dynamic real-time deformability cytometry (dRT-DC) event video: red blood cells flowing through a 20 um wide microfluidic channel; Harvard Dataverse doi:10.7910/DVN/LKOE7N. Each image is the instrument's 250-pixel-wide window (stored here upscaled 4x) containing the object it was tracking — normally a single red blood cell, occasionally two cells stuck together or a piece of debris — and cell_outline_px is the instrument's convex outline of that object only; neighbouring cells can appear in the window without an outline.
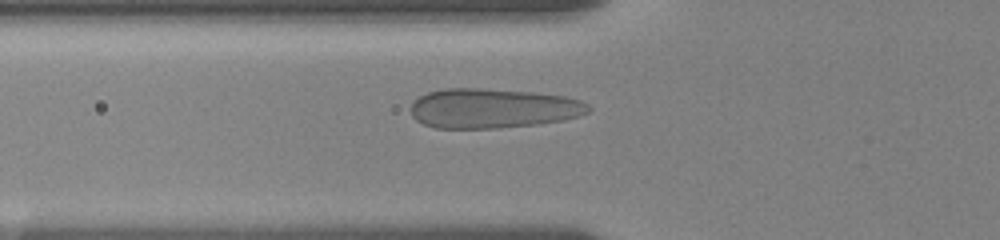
{"species": "human", "species_latin": "Homo sapiens", "temperature_condition": "room temperature", "stored_images_in_passage": 60, "camera_frame_rate_fps": 3000, "um_per_image_px": 0.085, "donor": {"sex": "female"}, "frame": {"image": 1, "passage_image": 11, "time_ms": 2.0, "image_size_px": [1000, 240], "cell_outline_px": [[592, 108], [588, 112], [564, 120], [536, 124], [496, 128], [436, 128], [424, 124], [416, 120], [412, 116], [412, 104], [420, 96], [428, 92], [444, 88], [480, 88], [532, 92], [564, 96], [580, 100], [588, 104]], "centroid_in_image_um": [41.89, 9.2], "position_along_channel_um": 83.9, "area_um2": 40.92}}
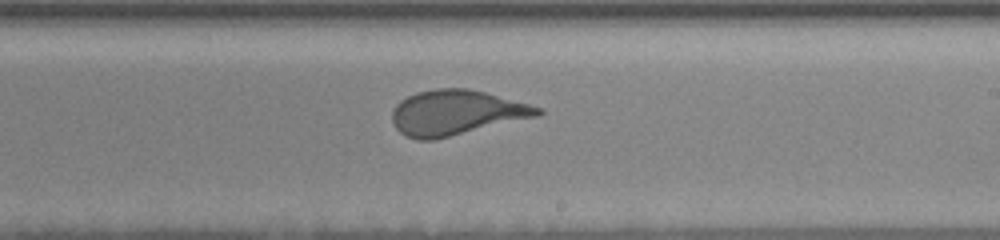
{"frame": {"image": 2, "passage_image": 33, "time_ms": 6.667, "image_size_px": [1000, 240], "cell_outline_px": [[544, 112], [540, 116], [432, 140], [416, 140], [404, 136], [392, 124], [392, 112], [396, 104], [400, 100], [416, 92], [436, 88], [468, 88], [484, 92], [544, 108]], "centroid_in_image_um": [38.77, 9.58], "position_along_channel_um": 250.2, "area_um2": 38.32}}
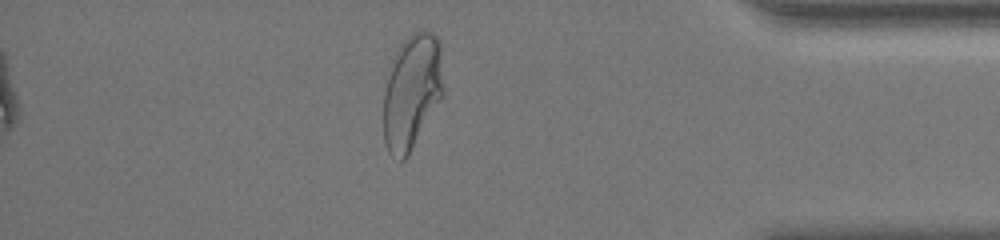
{"frame": {"image": 3, "passage_image": 52, "time_ms": 11.667, "image_size_px": [1000, 240], "cell_outline_px": [[444, 96], [408, 156], [404, 160], [400, 160], [388, 152], [384, 144], [384, 92], [388, 76], [396, 48], [408, 36], [416, 32], [432, 32], [436, 36], [440, 44], [444, 92]], "centroid_in_image_um": [35.03, 7.82], "position_along_channel_um": 400.2, "area_um2": 40.34}, "authors_computed_cell_mechanics": {"area_um2": 38.6682, "velocity_mm_per_s": 3.5486, "shape_relaxation_time_tau1_ms": 9.212, "shape_relaxation_time_tau2_ms": null, "deformation_change_tau1": 0.2325, "deformation_change_tau2": null}}